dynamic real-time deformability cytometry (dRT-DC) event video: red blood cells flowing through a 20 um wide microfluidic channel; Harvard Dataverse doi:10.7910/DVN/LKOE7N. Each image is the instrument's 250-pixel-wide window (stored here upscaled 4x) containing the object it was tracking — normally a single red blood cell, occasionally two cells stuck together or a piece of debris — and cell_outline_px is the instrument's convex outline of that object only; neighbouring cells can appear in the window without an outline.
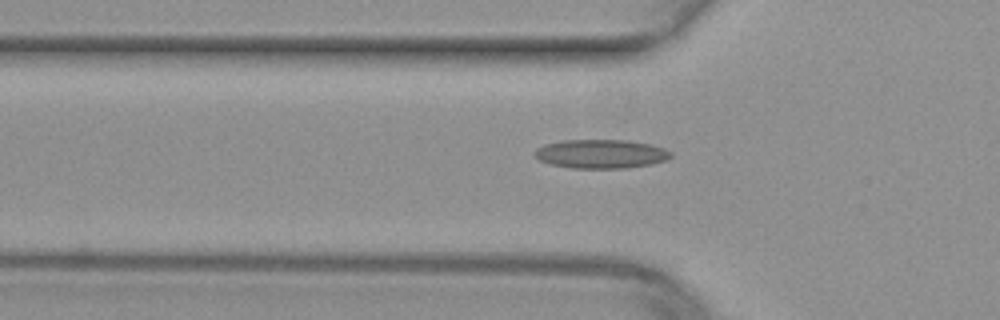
{"species": "common noctule bat (a hibernating species)", "species_latin": "Nyctalus noctula", "temperature_condition": "warm", "stored_images_in_passage": 37, "camera_frame_rate_fps": 3000, "um_per_image_px": 0.085, "animal": {"sex": "female", "body_mass_g": 29.2, "forearm_length_mm": 56.3}, "frame": {"image": 1, "passage_image": 6, "time_ms": 1.667, "image_size_px": [1000, 320], "cell_outline_px": [[672, 156], [664, 160], [652, 164], [624, 168], [572, 168], [552, 164], [540, 160], [536, 156], [536, 148], [544, 144], [560, 140], [628, 140], [648, 144], [664, 148], [672, 152]], "centroid_in_image_um": [51.09, 13.07], "position_along_channel_um": 74.7, "area_um2": 22.77}}
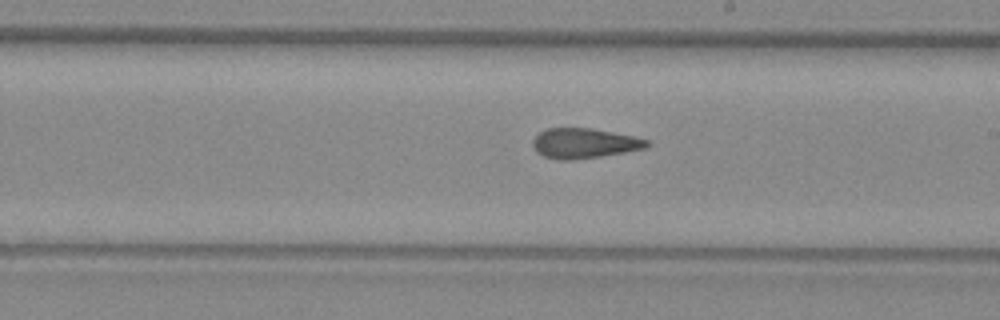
{"frame": {"image": 2, "passage_image": 18, "time_ms": 5.667, "image_size_px": [1000, 320], "cell_outline_px": [[652, 144], [648, 148], [600, 156], [572, 160], [560, 160], [544, 156], [536, 152], [532, 144], [532, 140], [540, 132], [548, 128], [592, 128], [636, 136], [648, 140]], "centroid_in_image_um": [49.7, 12.17], "position_along_channel_um": 239.3, "area_um2": 20.11}}
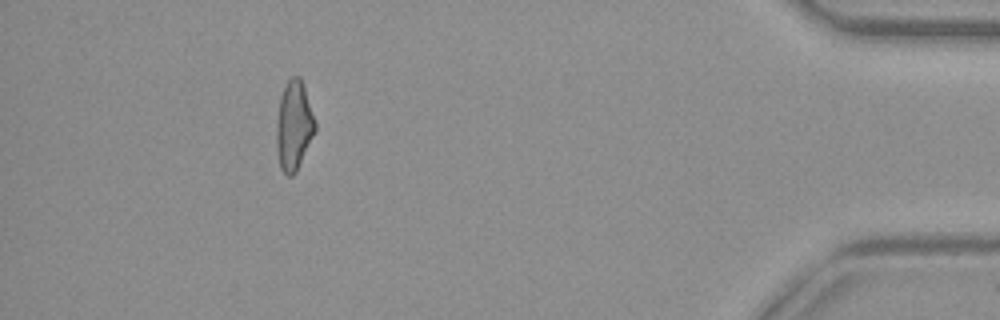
{"frame": {"image": 3, "passage_image": 35, "time_ms": 11.333, "image_size_px": [1000, 320], "cell_outline_px": [[316, 128], [296, 172], [292, 176], [288, 176], [280, 168], [276, 148], [276, 124], [280, 96], [284, 84], [292, 76], [300, 76], [316, 120]], "centroid_in_image_um": [24.96, 10.66], "position_along_channel_um": 410.2, "area_um2": 20.17}}